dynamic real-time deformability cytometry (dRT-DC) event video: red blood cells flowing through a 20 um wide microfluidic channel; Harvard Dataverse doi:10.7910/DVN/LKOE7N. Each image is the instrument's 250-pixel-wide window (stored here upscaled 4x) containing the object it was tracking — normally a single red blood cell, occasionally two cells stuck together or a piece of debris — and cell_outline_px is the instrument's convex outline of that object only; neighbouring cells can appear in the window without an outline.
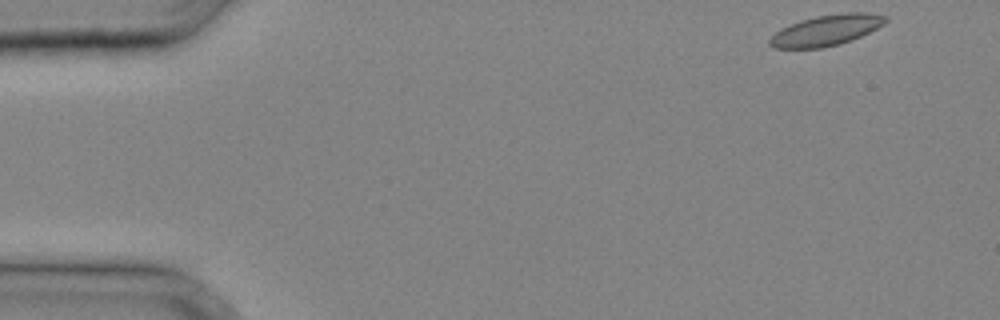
{"species": "common noctule bat (a hibernating species)", "species_latin": "Nyctalus noctula", "temperature_condition": "cold", "stored_images_in_passage": 29, "camera_frame_rate_fps": 3000, "um_per_image_px": 0.085, "animal": {"sex": "male", "body_mass_g": 20.4}, "frame": {"image": 1, "passage_image": 1, "time_ms": 0.0, "image_size_px": [1000, 320], "cell_outline_px": [[888, 20], [884, 24], [852, 40], [840, 44], [824, 48], [772, 48], [768, 44], [768, 40], [780, 28], [800, 20], [816, 16], [848, 12], [864, 12], [888, 16]], "centroid_in_image_um": [70.22, 2.58], "position_along_channel_um": 14.8, "area_um2": 20.81}}
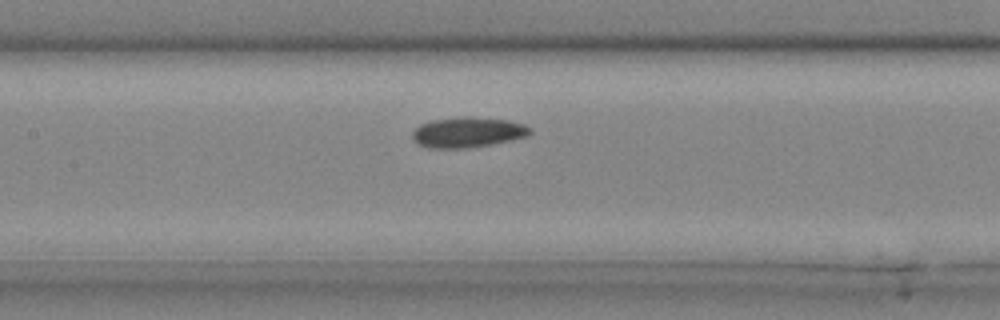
{"frame": {"image": 2, "passage_image": 15, "time_ms": 4.667, "image_size_px": [1000, 320], "cell_outline_px": [[532, 132], [528, 136], [512, 140], [492, 144], [468, 148], [428, 148], [416, 144], [412, 140], [412, 132], [420, 124], [432, 120], [464, 116], [472, 116], [508, 120], [524, 124], [532, 128]], "centroid_in_image_um": [39.76, 11.24], "position_along_channel_um": 167.6, "area_um2": 21.15}}
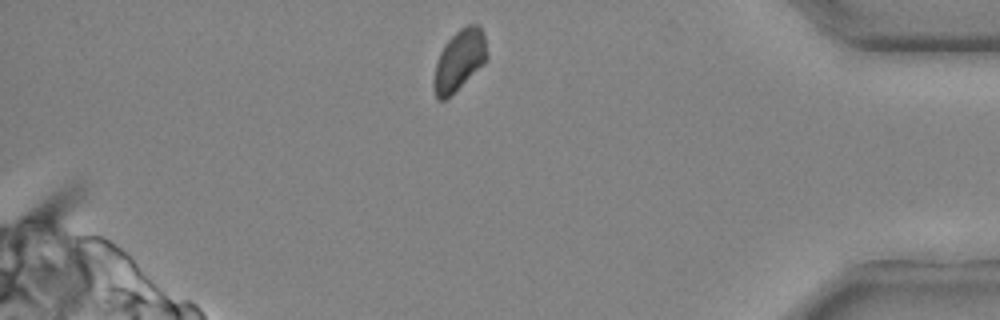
{"frame": {"image": 3, "passage_image": 29, "time_ms": 9.333, "image_size_px": [1000, 320], "cell_outline_px": [[488, 60], [484, 64], [444, 100], [440, 100], [436, 96], [432, 84], [432, 80], [436, 64], [440, 52], [444, 44], [460, 28], [468, 24], [480, 24], [484, 36], [488, 56]], "centroid_in_image_um": [39.05, 5.09], "position_along_channel_um": 396.2, "area_um2": 18.73}}